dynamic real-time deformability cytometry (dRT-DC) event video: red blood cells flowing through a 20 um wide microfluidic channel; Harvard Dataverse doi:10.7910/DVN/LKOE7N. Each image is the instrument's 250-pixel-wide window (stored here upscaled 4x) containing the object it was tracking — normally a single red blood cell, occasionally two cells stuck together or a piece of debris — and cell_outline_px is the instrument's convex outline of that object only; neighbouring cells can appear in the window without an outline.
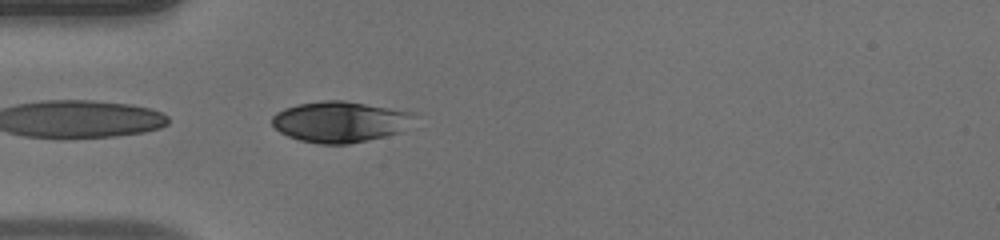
{"species": "human", "species_latin": "Homo sapiens", "temperature_condition": "warm", "stored_images_in_passage": 22, "camera_frame_rate_fps": 3000, "um_per_image_px": 0.085, "donor": {"sex": "male"}, "frame": {"image": 1, "passage_image": 1, "time_ms": 0.0, "image_size_px": [1000, 240], "cell_outline_px": [[408, 116], [400, 132], [384, 136], [348, 144], [320, 144], [300, 140], [288, 136], [280, 132], [272, 124], [272, 116], [276, 112], [284, 108], [296, 104], [324, 100], [344, 100], [388, 108], [408, 112]], "centroid_in_image_um": [28.72, 10.35], "position_along_channel_um": 56.3, "area_um2": 32.95}}
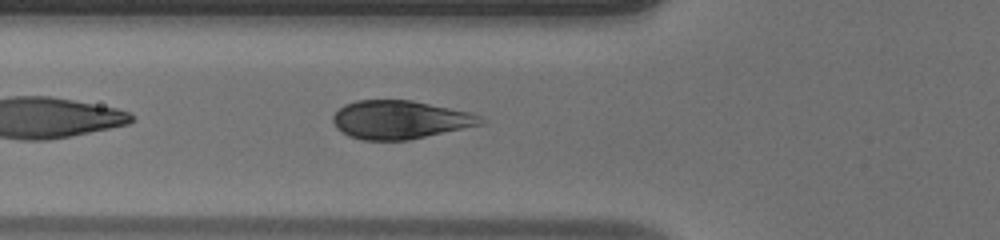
{"frame": {"image": 2, "passage_image": 4, "time_ms": 1.0, "image_size_px": [1000, 240], "cell_outline_px": [[484, 120], [480, 124], [408, 140], [360, 140], [348, 136], [340, 132], [336, 128], [332, 120], [332, 116], [344, 104], [356, 100], [412, 100], [472, 112], [480, 116]], "centroid_in_image_um": [33.94, 10.17], "position_along_channel_um": 91.9, "area_um2": 33.0}}